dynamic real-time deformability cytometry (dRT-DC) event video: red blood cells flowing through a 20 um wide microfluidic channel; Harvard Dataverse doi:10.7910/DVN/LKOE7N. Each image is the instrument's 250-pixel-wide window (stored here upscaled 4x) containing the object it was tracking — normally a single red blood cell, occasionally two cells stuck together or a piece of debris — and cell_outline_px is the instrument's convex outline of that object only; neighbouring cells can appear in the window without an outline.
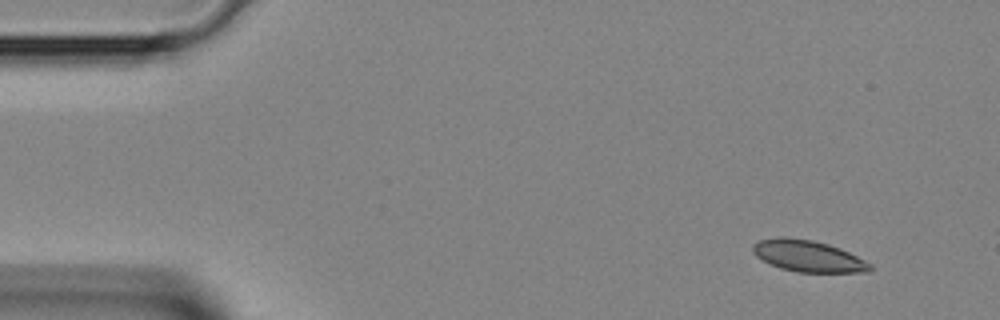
{"species": "Egyptian fruit bat (a non-hibernating species)", "species_latin": "Rousettus aegyptiacus", "temperature_condition": "room temperature", "stored_images_in_passage": 2, "segment_of_instrument_passage": [2, 2], "camera_frame_rate_fps": 3000, "um_per_image_px": 0.085, "animal": {"sex": "female"}, "frame": {"image": 1, "passage_image": 2, "time_ms": 0.333, "image_size_px": [1000, 320], "cell_outline_px": [[872, 268], [868, 272], [796, 272], [780, 268], [756, 256], [752, 252], [752, 244], [760, 240], [780, 236], [784, 236], [812, 240], [828, 244], [840, 248], [872, 264]], "centroid_in_image_um": [68.67, 21.76], "position_along_channel_um": 16.3, "area_um2": 21.44}}